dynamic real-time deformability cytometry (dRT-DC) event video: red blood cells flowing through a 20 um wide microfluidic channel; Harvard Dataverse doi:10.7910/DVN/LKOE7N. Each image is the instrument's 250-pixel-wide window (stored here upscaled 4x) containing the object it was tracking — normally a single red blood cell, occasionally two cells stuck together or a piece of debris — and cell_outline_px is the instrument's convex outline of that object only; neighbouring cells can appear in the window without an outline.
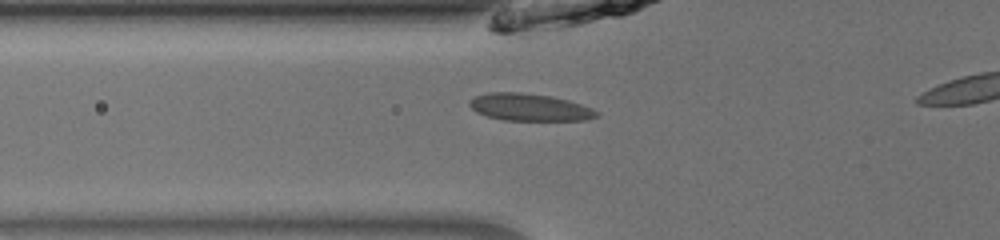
{"species": "common noctule bat (a hibernating species)", "species_latin": "Nyctalus noctula", "temperature_condition": "room temperature", "stored_images_in_passage": 15, "camera_frame_rate_fps": 3000, "um_per_image_px": 0.085, "animal": {"sex": "male", "body_mass_g": 13.0, "forearm_length_mm": 53.1}, "frame": {"image": 1, "passage_image": 13, "time_ms": 4.0, "image_size_px": [1000, 240], "cell_outline_px": [[600, 116], [588, 120], [504, 120], [488, 116], [476, 112], [468, 104], [468, 100], [476, 96], [488, 92], [520, 92], [552, 96], [568, 100], [592, 108], [600, 112]], "centroid_in_image_um": [45.03, 9.11], "position_along_channel_um": 80.8, "area_um2": 20.29}}